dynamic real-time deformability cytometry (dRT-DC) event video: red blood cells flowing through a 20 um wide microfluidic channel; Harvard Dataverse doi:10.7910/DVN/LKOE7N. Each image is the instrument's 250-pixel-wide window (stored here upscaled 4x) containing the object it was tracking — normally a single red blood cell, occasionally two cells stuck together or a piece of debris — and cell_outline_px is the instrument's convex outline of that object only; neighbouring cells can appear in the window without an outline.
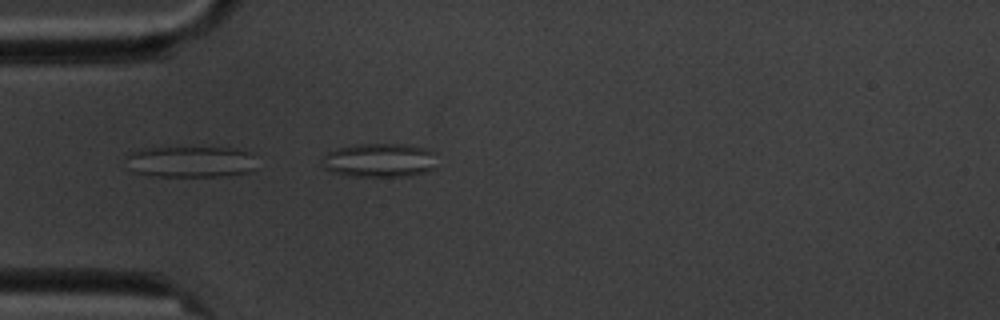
{"species": "common noctule bat (a hibernating species)", "species_latin": "Nyctalus noctula", "temperature_condition": "cold", "stored_images_in_passage": 12, "camera_frame_rate_fps": 3000, "um_per_image_px": 0.085, "animal": {"sex": "male", "body_mass_g": 20.1, "forearm_length_mm": 53.5}, "frame": {"image": 1, "passage_image": 5, "time_ms": 4.667, "image_size_px": [1000, 320], "cell_outline_px": [[256, 168], [248, 172], [224, 176], [148, 176], [132, 172], [128, 168], [128, 152], [140, 148], [236, 148], [248, 152], [252, 156]], "centroid_in_image_um": [16.15, 13.76], "position_along_channel_um": 68.9, "area_um2": 23.87}}
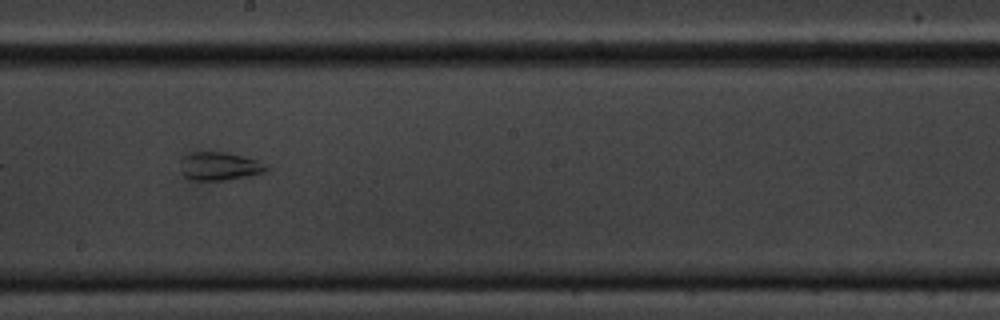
{"frame": {"image": 2, "passage_image": 9, "time_ms": 10.0, "image_size_px": [1000, 320], "cell_outline_px": [[272, 168], [264, 172], [252, 176], [224, 180], [192, 180], [184, 176], [180, 172], [180, 160], [188, 152], [228, 152], [256, 160]], "centroid_in_image_um": [18.64, 14.13], "position_along_channel_um": 229.6, "area_um2": 14.39}}
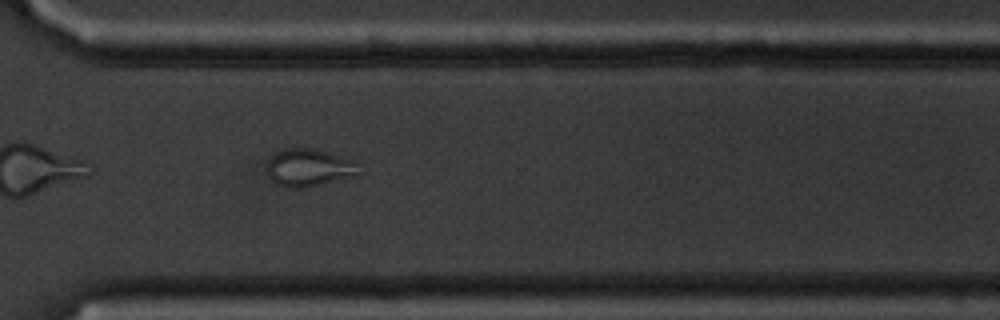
{"frame": {"image": 3, "passage_image": 12, "time_ms": 13.333, "image_size_px": [1000, 320], "cell_outline_px": [[360, 176], [308, 188], [288, 188], [276, 184], [272, 180], [268, 172], [268, 160], [276, 152], [284, 148], [312, 148], [328, 152], [356, 160]], "centroid_in_image_um": [26.32, 14.27], "position_along_channel_um": 344.3, "area_um2": 20.63}}